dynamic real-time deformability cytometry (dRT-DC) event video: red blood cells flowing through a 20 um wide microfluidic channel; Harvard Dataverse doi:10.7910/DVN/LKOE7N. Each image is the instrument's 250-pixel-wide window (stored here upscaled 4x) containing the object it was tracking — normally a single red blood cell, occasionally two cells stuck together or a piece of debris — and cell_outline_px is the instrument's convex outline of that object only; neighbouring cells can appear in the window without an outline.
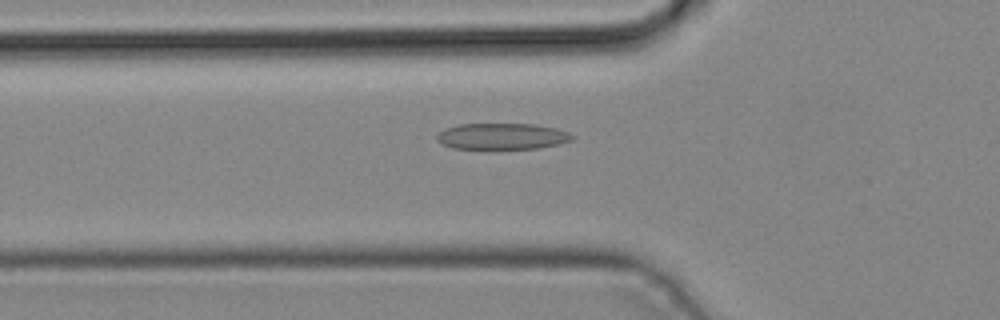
{"species": "common noctule bat (a hibernating species)", "species_latin": "Nyctalus noctula", "temperature_condition": "cold", "stored_images_in_passage": 44, "camera_frame_rate_fps": 3000, "um_per_image_px": 0.085, "animal": {"sex": "male", "body_mass_g": 19.2, "forearm_length_mm": 51.8}, "frame": {"image": 1, "passage_image": 15, "time_ms": 4.667, "image_size_px": [1000, 320], "cell_outline_px": [[576, 136], [572, 140], [560, 144], [540, 148], [452, 148], [436, 140], [436, 136], [444, 128], [460, 124], [536, 124], [556, 128], [568, 132]], "centroid_in_image_um": [42.72, 11.58], "position_along_channel_um": 83.1, "area_um2": 20.63}}
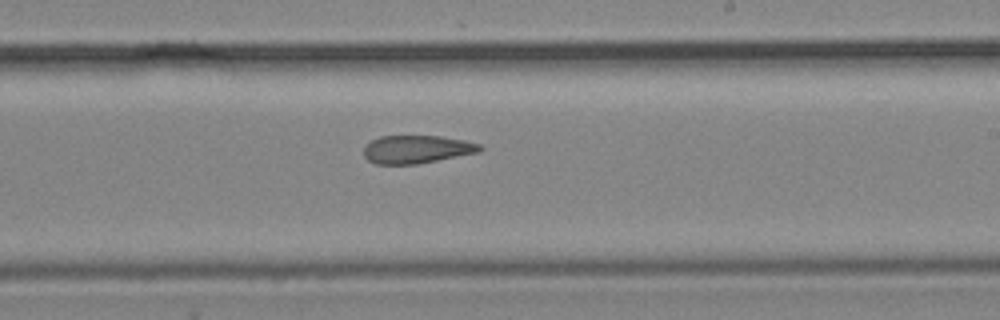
{"frame": {"image": 2, "passage_image": 26, "time_ms": 8.333, "image_size_px": [1000, 320], "cell_outline_px": [[484, 148], [480, 152], [416, 164], [376, 164], [368, 160], [364, 156], [364, 144], [380, 136], [440, 136], [464, 140], [480, 144]], "centroid_in_image_um": [35.41, 12.69], "position_along_channel_um": 253.6, "area_um2": 19.02}}
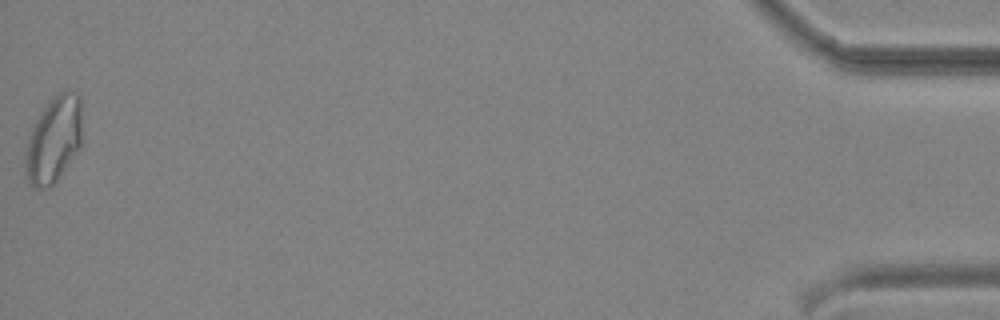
{"frame": {"image": 3, "passage_image": 44, "time_ms": 14.333, "image_size_px": [1000, 320], "cell_outline_px": [[80, 148], [52, 188], [32, 188], [28, 180], [24, 164], [24, 160], [28, 136], [40, 112], [52, 96], [56, 92], [68, 88], [76, 92], [80, 96]], "centroid_in_image_um": [4.55, 11.87], "position_along_channel_um": 430.7, "area_um2": 28.96}}